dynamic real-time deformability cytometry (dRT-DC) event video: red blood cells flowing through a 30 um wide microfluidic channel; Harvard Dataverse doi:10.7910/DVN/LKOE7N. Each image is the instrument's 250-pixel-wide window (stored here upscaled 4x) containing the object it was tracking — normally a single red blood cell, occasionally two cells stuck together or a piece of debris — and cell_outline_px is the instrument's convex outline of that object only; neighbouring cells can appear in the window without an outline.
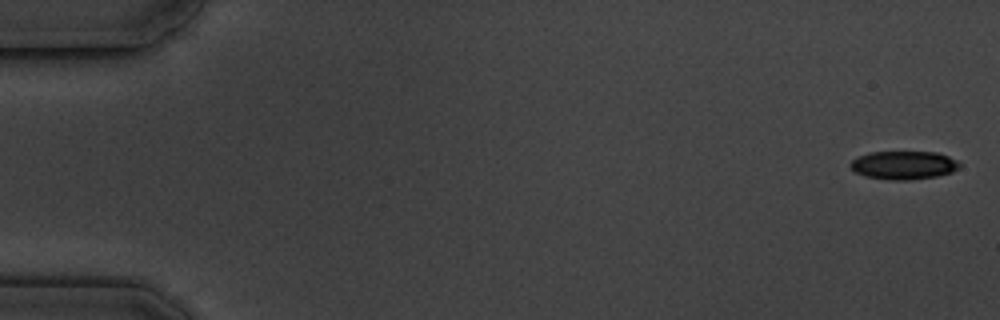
{"species": "common noctule bat (a hibernating species)", "species_latin": "Nyctalus noctula", "temperature_condition": "cold", "stored_images_in_passage": 2, "camera_frame_rate_fps": 3000, "um_per_image_px": 0.085, "animal": {"sex": "male", "body_mass_g": 19.5, "forearm_length_mm": 54.6}, "frame": {"image": 1, "passage_image": 2, "time_ms": 2.0, "image_size_px": [1000, 320], "cell_outline_px": [[960, 168], [952, 172], [936, 176], [908, 180], [892, 180], [864, 176], [856, 172], [848, 164], [856, 156], [868, 152], [936, 152], [948, 156], [956, 160], [960, 164]], "centroid_in_image_um": [76.79, 14.03], "position_along_channel_um": 8.2, "area_um2": 18.09}}